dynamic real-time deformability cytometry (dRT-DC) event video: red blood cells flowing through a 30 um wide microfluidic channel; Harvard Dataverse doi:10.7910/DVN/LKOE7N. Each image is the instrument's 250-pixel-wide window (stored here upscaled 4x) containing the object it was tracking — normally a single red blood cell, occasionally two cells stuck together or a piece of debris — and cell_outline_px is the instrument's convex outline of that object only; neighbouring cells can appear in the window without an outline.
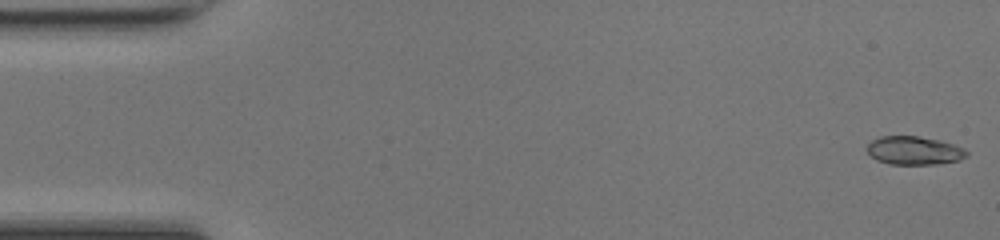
{"species": "common noctule bat (a hibernating species)", "species_latin": "Nyctalus noctula", "temperature_condition": "room temperature", "stored_images_in_passage": 48, "camera_frame_rate_fps": 3000, "um_per_image_px": 0.085, "animal": {"sex": "female", "body_mass_g": 17.0, "forearm_length_mm": 48.0}, "frame": {"image": 1, "passage_image": 1, "time_ms": 0.0, "image_size_px": [1000, 240], "cell_outline_px": [[968, 156], [960, 160], [936, 164], [888, 164], [876, 160], [868, 152], [868, 144], [872, 140], [880, 136], [916, 136], [940, 140], [964, 148], [968, 152]], "centroid_in_image_um": [77.72, 12.8], "position_along_channel_um": 7.3, "area_um2": 16.47}}
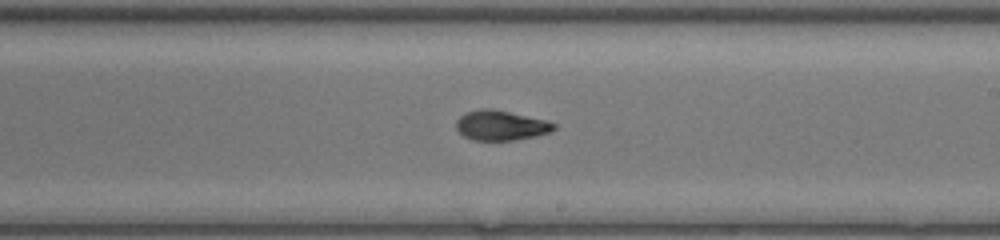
{"frame": {"image": 2, "passage_image": 28, "time_ms": 9.0, "image_size_px": [1000, 240], "cell_outline_px": [[556, 128], [552, 132], [536, 136], [512, 140], [472, 140], [464, 136], [456, 128], [456, 120], [464, 112], [480, 108], [492, 108], [548, 120], [556, 124]], "centroid_in_image_um": [42.59, 10.64], "position_along_channel_um": 246.4, "area_um2": 17.28}}
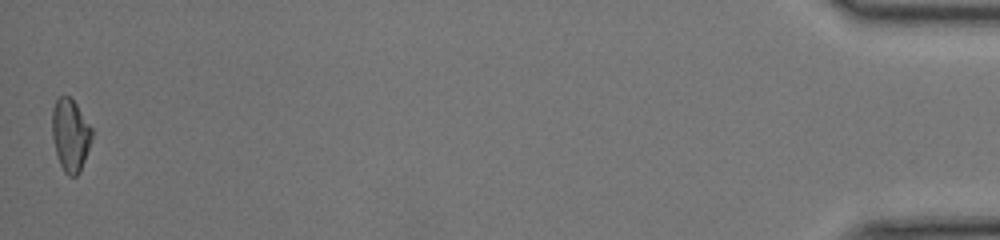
{"frame": {"image": 3, "passage_image": 48, "time_ms": 15.667, "image_size_px": [1000, 240], "cell_outline_px": [[92, 140], [80, 172], [76, 176], [68, 176], [64, 172], [60, 164], [56, 152], [52, 136], [52, 108], [56, 100], [60, 96], [68, 96], [76, 104], [92, 128]], "centroid_in_image_um": [5.98, 11.49], "position_along_channel_um": 429.2, "area_um2": 16.76}, "authors_computed_cell_mechanics": {"area_um2": 16.9065, "velocity_mm_per_s": 4.3034, "shape_relaxation_time_tau1_ms": 7.0915, "shape_relaxation_time_tau2_ms": 1.816, "deformation_change_tau1": 0.254, "deformation_change_tau2": 0.0662}}